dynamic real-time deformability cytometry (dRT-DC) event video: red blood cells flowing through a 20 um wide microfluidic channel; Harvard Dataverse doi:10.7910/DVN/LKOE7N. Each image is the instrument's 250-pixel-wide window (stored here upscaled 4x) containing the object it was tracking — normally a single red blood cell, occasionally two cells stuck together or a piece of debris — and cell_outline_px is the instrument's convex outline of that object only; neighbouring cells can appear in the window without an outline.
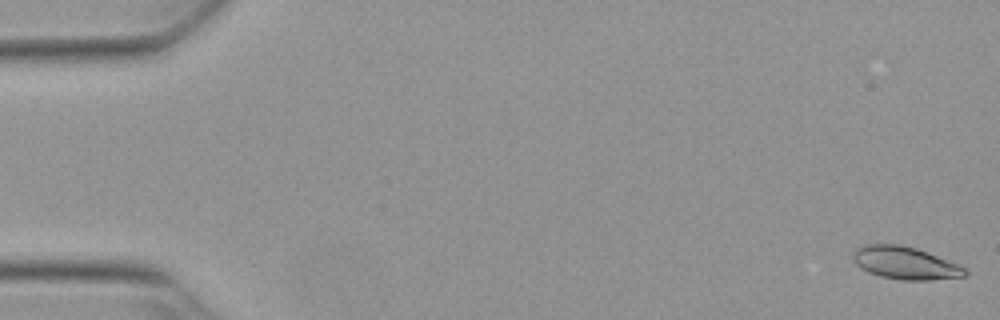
{"species": "Egyptian fruit bat (a non-hibernating species)", "species_latin": "Rousettus aegyptiacus", "temperature_condition": "warm", "stored_images_in_passage": 55, "camera_frame_rate_fps": 3000, "um_per_image_px": 0.085, "animal": {"sex": "female"}, "frame": {"image": 1, "passage_image": 1, "time_ms": 0.0, "image_size_px": [1000, 320], "cell_outline_px": [[968, 276], [928, 280], [900, 280], [880, 276], [868, 272], [860, 268], [852, 260], [852, 252], [856, 248], [868, 244], [900, 244], [916, 248], [960, 264], [968, 268]], "centroid_in_image_um": [76.96, 22.36], "position_along_channel_um": 8.0, "area_um2": 21.62}}
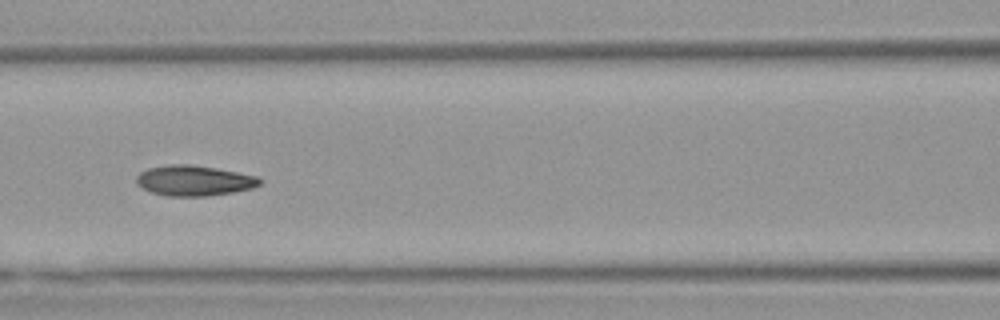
{"frame": {"image": 2, "passage_image": 24, "time_ms": 7.667, "image_size_px": [1000, 320], "cell_outline_px": [[260, 184], [252, 188], [232, 192], [208, 196], [168, 196], [152, 192], [136, 184], [136, 176], [140, 172], [148, 168], [168, 164], [188, 164], [216, 168], [256, 176], [260, 180]], "centroid_in_image_um": [16.45, 15.35], "position_along_channel_um": 150.1, "area_um2": 21.68}}
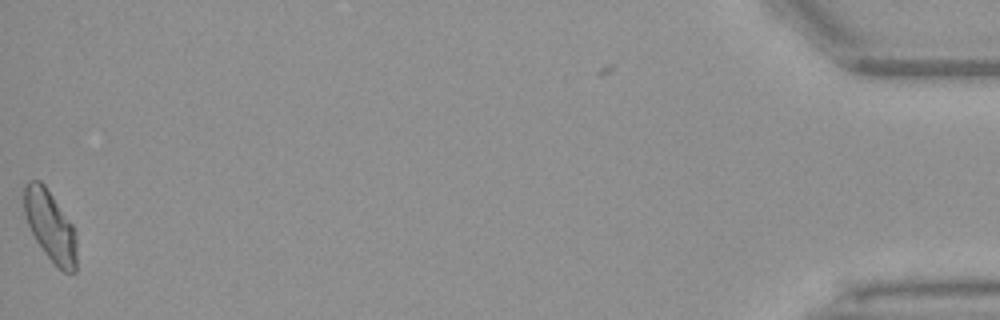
{"frame": {"image": 3, "passage_image": 54, "time_ms": 17.667, "image_size_px": [1000, 320], "cell_outline_px": [[76, 272], [64, 272], [44, 252], [36, 240], [24, 216], [24, 184], [28, 180], [40, 180], [44, 184], [72, 224], [76, 240]], "centroid_in_image_um": [4.25, 19.17], "position_along_channel_um": 430.9, "area_um2": 21.33}, "authors_computed_cell_mechanics": {"area_um2": 21.2126, "velocity_mm_per_s": 3.8015, "shape_relaxation_time_tau1_ms": 6.88, "shape_relaxation_time_tau2_ms": 2.2355, "deformation_change_tau1": 0.1801, "deformation_change_tau2": 0.0854}}